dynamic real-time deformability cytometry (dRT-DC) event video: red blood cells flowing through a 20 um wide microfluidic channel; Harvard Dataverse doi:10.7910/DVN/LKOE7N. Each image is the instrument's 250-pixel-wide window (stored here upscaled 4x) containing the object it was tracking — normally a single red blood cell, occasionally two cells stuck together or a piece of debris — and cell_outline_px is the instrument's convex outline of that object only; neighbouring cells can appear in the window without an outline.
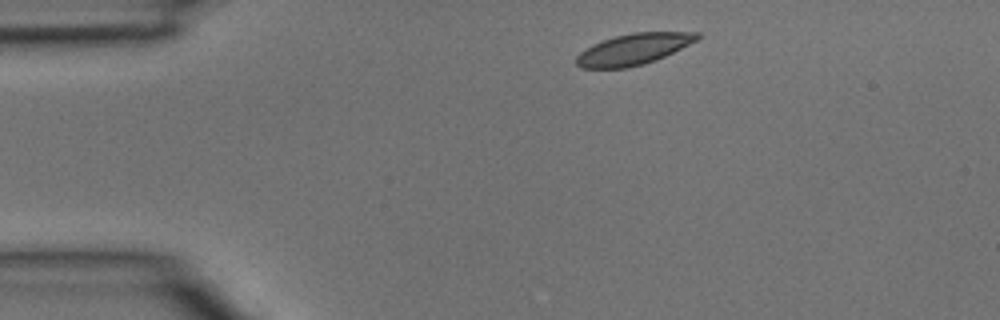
{"species": "common noctule bat (a hibernating species)", "species_latin": "Nyctalus noctula", "temperature_condition": "room temperature", "stored_images_in_passage": 2, "camera_frame_rate_fps": 3000, "um_per_image_px": 0.085, "animal": {"sex": "male", "body_mass_g": 15.6}, "frame": {"image": 1, "passage_image": 1, "time_ms": 0.0, "image_size_px": [1000, 320], "cell_outline_px": [[700, 36], [696, 40], [656, 60], [644, 64], [624, 68], [580, 68], [576, 64], [576, 56], [580, 52], [592, 44], [616, 36], [632, 32], [700, 32]], "centroid_in_image_um": [53.81, 4.18], "position_along_channel_um": 31.2, "area_um2": 21.68}}
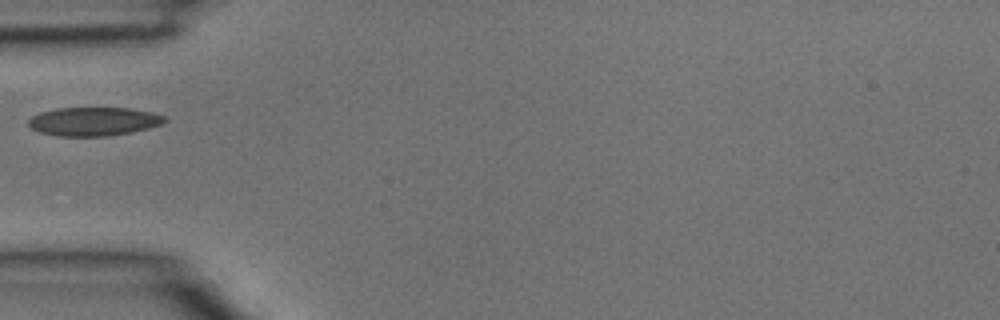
{"frame": {"image": 2, "passage_image": 2, "time_ms": 0.333, "image_size_px": [1000, 320], "cell_outline_px": [[168, 120], [160, 124], [148, 128], [132, 132], [108, 136], [60, 136], [40, 132], [32, 128], [28, 124], [28, 120], [32, 116], [40, 112], [56, 108], [128, 108], [152, 112], [168, 116]], "centroid_in_image_um": [7.99, 10.32], "position_along_channel_um": 77.0, "area_um2": 22.77}}